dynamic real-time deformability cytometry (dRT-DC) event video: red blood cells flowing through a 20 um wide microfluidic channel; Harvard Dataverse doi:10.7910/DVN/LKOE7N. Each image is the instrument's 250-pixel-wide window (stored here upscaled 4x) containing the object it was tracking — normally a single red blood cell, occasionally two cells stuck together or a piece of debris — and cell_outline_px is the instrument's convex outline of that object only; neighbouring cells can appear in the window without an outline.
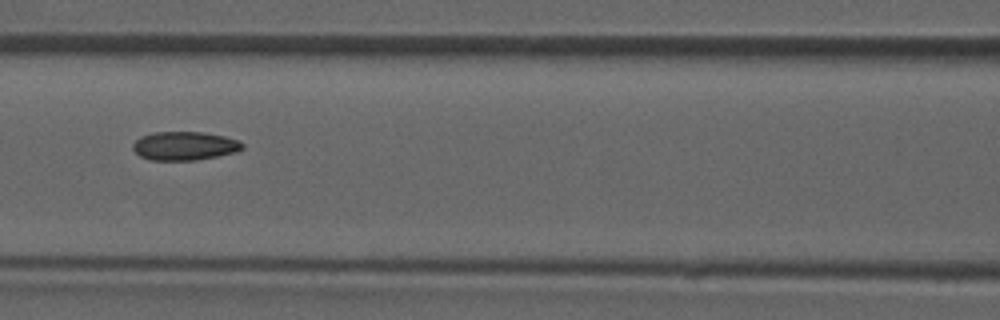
{"species": "common noctule bat (a hibernating species)", "species_latin": "Nyctalus noctula", "temperature_condition": "room temperature", "stored_images_in_passage": 41, "camera_frame_rate_fps": 3000, "um_per_image_px": 0.085, "animal": {"sex": "male", "forearm_length_mm": 52.5}, "frame": {"image": 1, "passage_image": 21, "time_ms": 6.667, "image_size_px": [1000, 320], "cell_outline_px": [[244, 148], [236, 152], [196, 160], [148, 160], [140, 156], [132, 148], [132, 144], [140, 136], [152, 132], [204, 132], [224, 136], [240, 140], [244, 144]], "centroid_in_image_um": [15.69, 12.39], "position_along_channel_um": 150.9, "area_um2": 18.44}}